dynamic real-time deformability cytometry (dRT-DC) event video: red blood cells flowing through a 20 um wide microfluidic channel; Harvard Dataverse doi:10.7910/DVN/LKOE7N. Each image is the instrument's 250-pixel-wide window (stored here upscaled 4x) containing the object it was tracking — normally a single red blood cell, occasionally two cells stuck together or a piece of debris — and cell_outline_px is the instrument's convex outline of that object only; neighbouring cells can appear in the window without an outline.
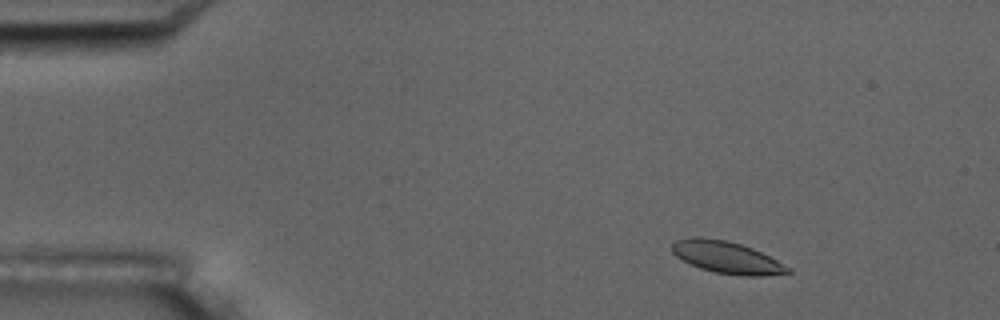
{"species": "common noctule bat (a hibernating species)", "species_latin": "Nyctalus noctula", "temperature_condition": "room temperature", "stored_images_in_passage": 7, "camera_frame_rate_fps": 3000, "um_per_image_px": 0.085, "animal": {"sex": "male", "body_mass_g": 17.5, "forearm_length_mm": 52.3}, "frame": {"image": 1, "passage_image": 2, "time_ms": 1.0, "image_size_px": [1000, 320], "cell_outline_px": [[792, 272], [764, 276], [744, 276], [716, 272], [700, 268], [676, 256], [672, 252], [672, 244], [676, 240], [692, 236], [700, 236], [728, 240], [752, 248], [792, 268]], "centroid_in_image_um": [61.77, 21.86], "position_along_channel_um": 23.2, "area_um2": 21.56}}
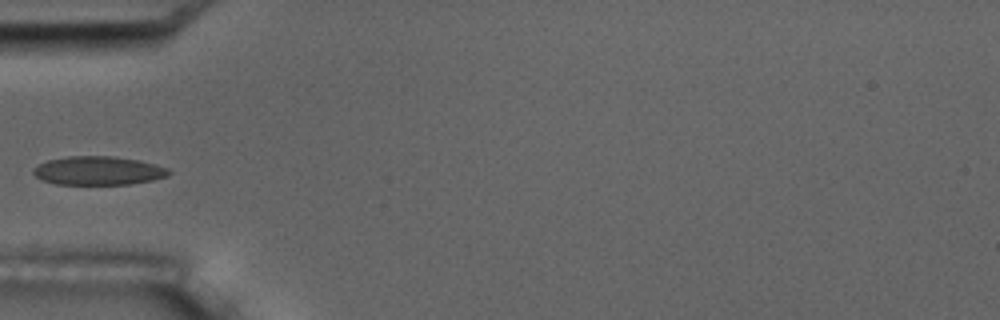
{"frame": {"image": 2, "passage_image": 5, "time_ms": 4.667, "image_size_px": [1000, 320], "cell_outline_px": [[172, 172], [168, 176], [152, 180], [128, 184], [56, 184], [44, 180], [36, 176], [32, 172], [32, 168], [48, 160], [68, 156], [112, 156], [140, 160], [156, 164], [168, 168]], "centroid_in_image_um": [8.38, 14.5], "position_along_channel_um": 76.6, "area_um2": 22.6}}